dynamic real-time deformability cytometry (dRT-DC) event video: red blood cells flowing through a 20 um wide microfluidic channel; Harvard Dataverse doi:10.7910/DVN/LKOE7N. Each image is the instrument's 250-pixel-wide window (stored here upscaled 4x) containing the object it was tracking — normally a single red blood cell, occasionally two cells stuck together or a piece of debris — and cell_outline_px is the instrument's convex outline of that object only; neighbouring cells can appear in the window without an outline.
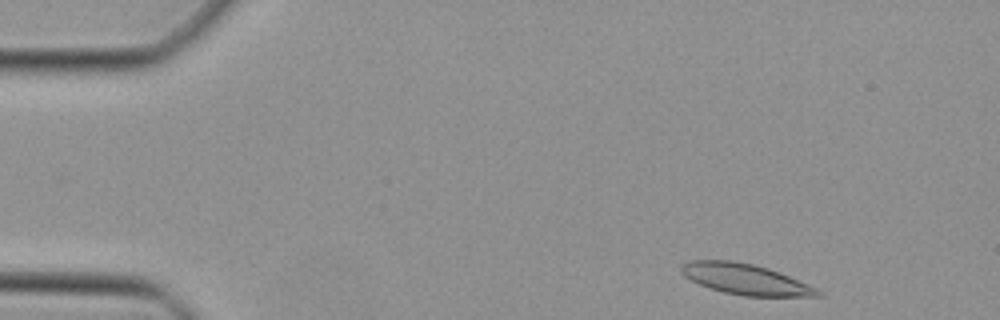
{"species": "Egyptian fruit bat (a non-hibernating species)", "species_latin": "Rousettus aegyptiacus", "temperature_condition": "cold", "stored_images_in_passage": 43, "camera_frame_rate_fps": 3000, "um_per_image_px": 0.085, "animal": {"sex": "female"}, "frame": {"image": 1, "passage_image": 2, "time_ms": 0.333, "image_size_px": [1000, 320], "cell_outline_px": [[824, 296], [744, 296], [724, 292], [700, 284], [684, 276], [680, 272], [680, 264], [692, 260], [732, 260], [752, 264], [768, 268], [788, 276], [816, 288], [824, 292]], "centroid_in_image_um": [63.34, 23.73], "position_along_channel_um": 21.7, "area_um2": 24.22}}
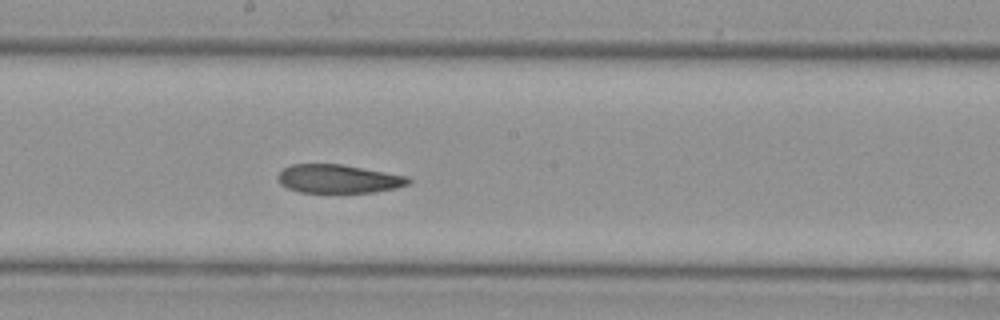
{"frame": {"image": 2, "passage_image": 22, "time_ms": 7.0, "image_size_px": [1000, 320], "cell_outline_px": [[412, 180], [408, 184], [396, 188], [372, 192], [300, 192], [288, 188], [280, 184], [276, 176], [284, 168], [292, 164], [344, 164], [408, 176]], "centroid_in_image_um": [28.77, 15.19], "position_along_channel_um": 219.4, "area_um2": 21.73}}
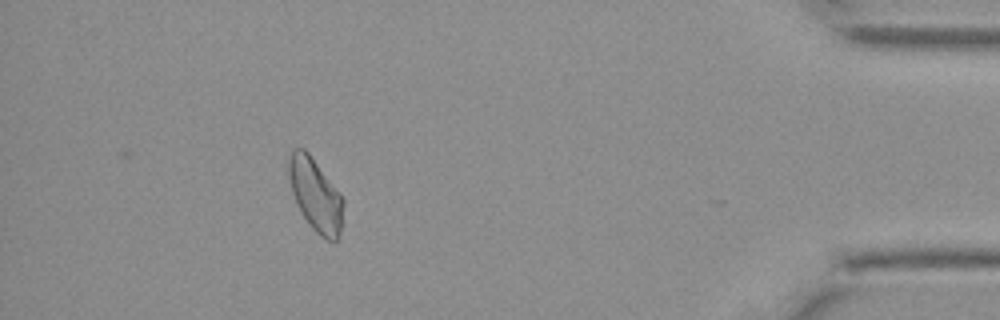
{"frame": {"image": 3, "passage_image": 39, "time_ms": 12.667, "image_size_px": [1000, 320], "cell_outline_px": [[344, 204], [340, 236], [332, 244], [320, 236], [308, 224], [300, 212], [292, 192], [288, 180], [288, 156], [292, 148], [304, 148], [308, 152], [340, 192], [344, 200]], "centroid_in_image_um": [26.81, 16.58], "position_along_channel_um": 408.4, "area_um2": 23.64}}